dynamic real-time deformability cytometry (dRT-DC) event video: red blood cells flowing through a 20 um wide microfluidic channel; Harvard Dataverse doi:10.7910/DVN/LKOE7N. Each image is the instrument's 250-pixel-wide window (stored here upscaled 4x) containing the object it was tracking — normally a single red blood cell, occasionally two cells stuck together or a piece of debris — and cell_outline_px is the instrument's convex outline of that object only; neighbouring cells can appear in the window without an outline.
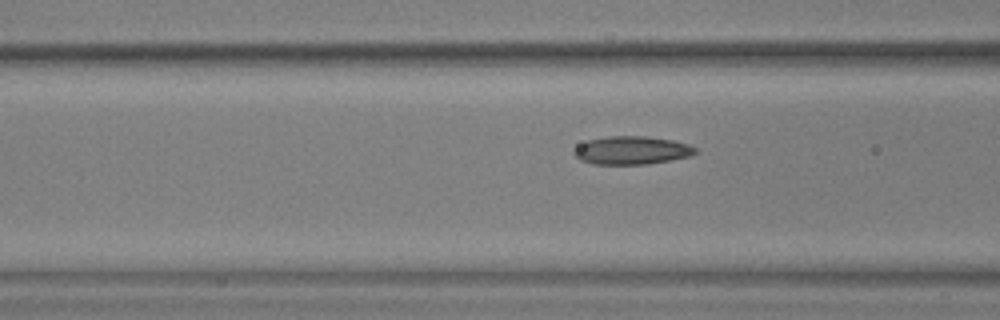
{"species": "common noctule bat (a hibernating species)", "species_latin": "Nyctalus noctula", "temperature_condition": "warm", "stored_images_in_passage": 41, "camera_frame_rate_fps": 3000, "um_per_image_px": 0.085, "animal": {"sex": "male", "body_mass_g": 17.9, "forearm_length_mm": 54.2}, "frame": {"image": 1, "passage_image": 9, "time_ms": 2.667, "image_size_px": [1000, 320], "cell_outline_px": [[696, 152], [688, 156], [648, 164], [592, 164], [580, 160], [572, 152], [580, 144], [588, 140], [608, 136], [644, 136], [672, 140], [688, 144], [696, 148]], "centroid_in_image_um": [53.66, 12.77], "position_along_channel_um": 112.9, "area_um2": 19.71}}
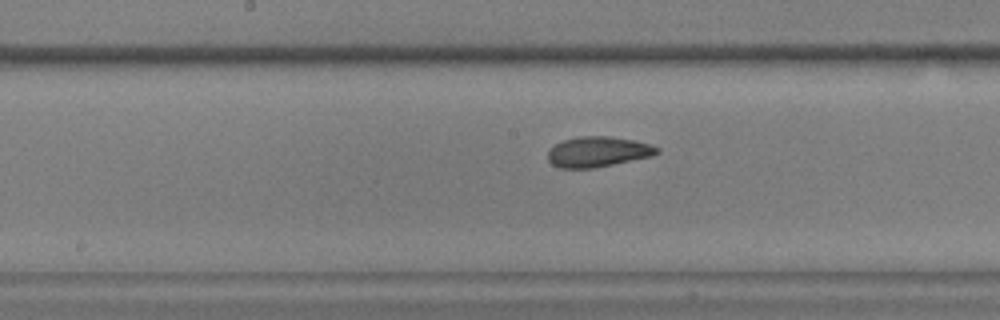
{"frame": {"image": 2, "passage_image": 16, "time_ms": 5.0, "image_size_px": [1000, 320], "cell_outline_px": [[660, 152], [652, 156], [592, 168], [560, 168], [552, 164], [548, 160], [548, 152], [556, 144], [564, 140], [580, 136], [608, 136], [632, 140], [652, 144], [660, 148]], "centroid_in_image_um": [50.85, 12.9], "position_along_channel_um": 197.4, "area_um2": 19.13}}
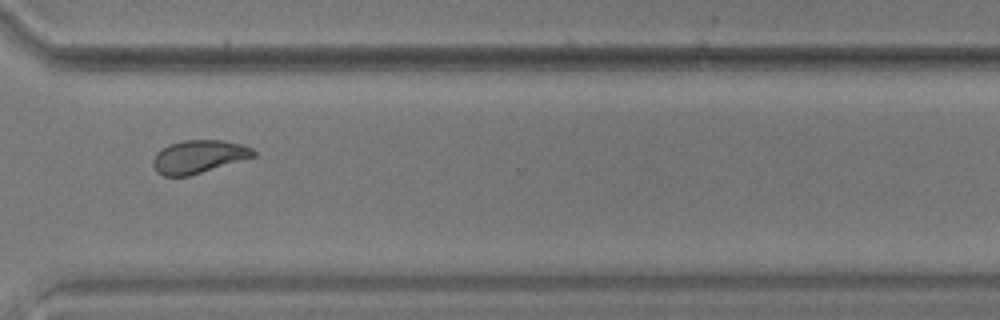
{"frame": {"image": 3, "passage_image": 29, "time_ms": 9.333, "image_size_px": [1000, 320], "cell_outline_px": [[256, 156], [188, 176], [164, 176], [156, 172], [152, 164], [152, 160], [156, 152], [168, 144], [184, 140], [224, 140], [240, 144], [252, 148], [256, 152]], "centroid_in_image_um": [16.85, 13.31], "position_along_channel_um": 353.7, "area_um2": 19.36}, "authors_computed_cell_mechanics": {"area_um2": 19.5942, "velocity_mm_per_s": 3.6167, "shape_relaxation_time_tau1_ms": 5.4653, "shape_relaxation_time_tau2_ms": 1.7588, "deformation_change_tau1": 0.1341, "deformation_change_tau2": 0.069}}